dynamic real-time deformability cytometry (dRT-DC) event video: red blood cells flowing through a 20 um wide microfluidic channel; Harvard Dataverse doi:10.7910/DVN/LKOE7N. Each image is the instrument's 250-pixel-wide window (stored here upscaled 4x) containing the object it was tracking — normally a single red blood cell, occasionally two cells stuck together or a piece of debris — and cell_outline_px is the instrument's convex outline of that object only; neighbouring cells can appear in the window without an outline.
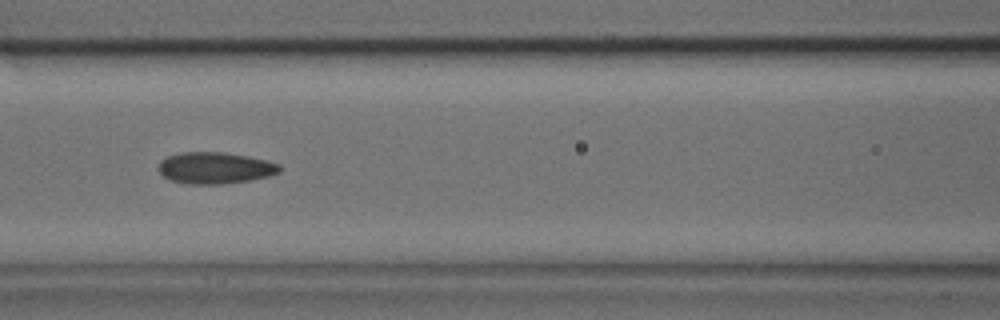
{"species": "common noctule bat (a hibernating species)", "species_latin": "Nyctalus noctula", "temperature_condition": "cold", "stored_images_in_passage": 38, "camera_frame_rate_fps": 3000, "um_per_image_px": 0.085, "animal": {"sex": "male", "body_mass_g": 17.9, "forearm_length_mm": 54.2}, "frame": {"image": 1, "passage_image": 13, "time_ms": 4.0, "image_size_px": [1000, 320], "cell_outline_px": [[280, 172], [268, 176], [248, 180], [224, 184], [188, 184], [168, 180], [160, 172], [160, 160], [168, 156], [180, 152], [224, 152], [248, 156], [268, 160], [280, 164]], "centroid_in_image_um": [18.29, 14.27], "position_along_channel_um": 148.3, "area_um2": 22.31}}
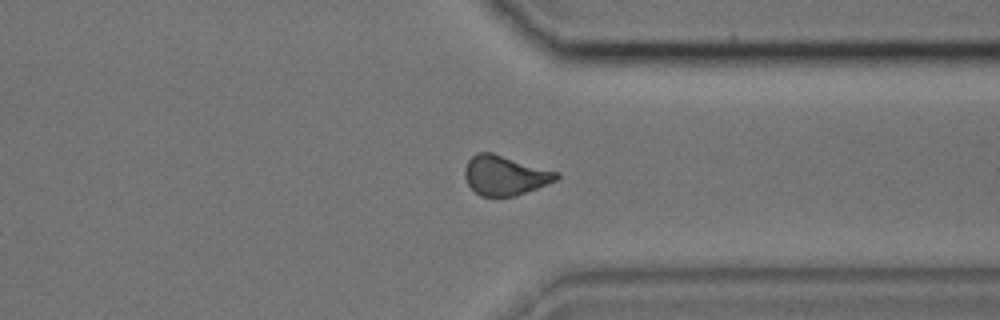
{"frame": {"image": 2, "passage_image": 27, "time_ms": 8.667, "image_size_px": [1000, 320], "cell_outline_px": [[560, 176], [556, 180], [516, 196], [480, 196], [468, 184], [464, 176], [464, 168], [468, 160], [476, 152], [492, 152], [560, 172]], "centroid_in_image_um": [42.91, 14.89], "position_along_channel_um": 368.5, "area_um2": 21.21}}
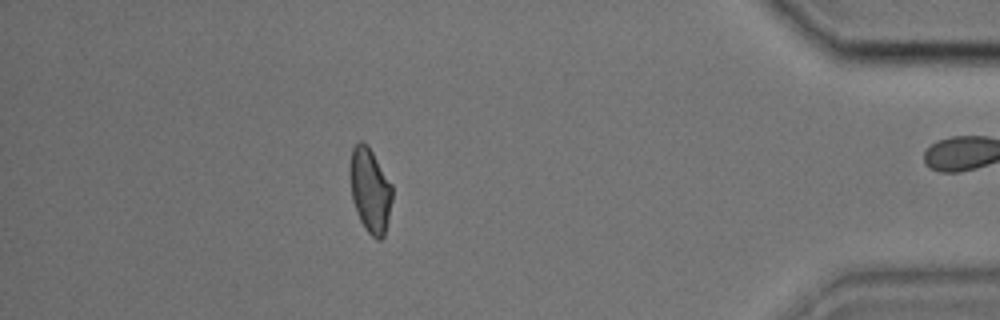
{"frame": {"image": 3, "passage_image": 32, "time_ms": 10.333, "image_size_px": [1000, 320], "cell_outline_px": [[392, 200], [388, 220], [384, 236], [380, 240], [376, 240], [364, 228], [356, 212], [352, 200], [348, 172], [352, 148], [360, 140], [368, 144], [392, 184]], "centroid_in_image_um": [31.44, 16.15], "position_along_channel_um": 403.8, "area_um2": 21.21}}